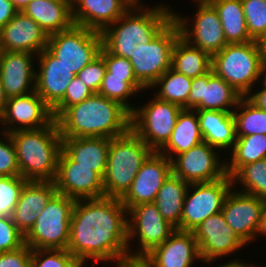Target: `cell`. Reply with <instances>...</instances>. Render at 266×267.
<instances>
[{"label":"cell","instance_id":"20","mask_svg":"<svg viewBox=\"0 0 266 267\" xmlns=\"http://www.w3.org/2000/svg\"><path fill=\"white\" fill-rule=\"evenodd\" d=\"M264 200L232 188L224 201L222 213L226 223L246 245L256 238Z\"/></svg>","mask_w":266,"mask_h":267},{"label":"cell","instance_id":"39","mask_svg":"<svg viewBox=\"0 0 266 267\" xmlns=\"http://www.w3.org/2000/svg\"><path fill=\"white\" fill-rule=\"evenodd\" d=\"M249 36L259 41L266 34V0H241Z\"/></svg>","mask_w":266,"mask_h":267},{"label":"cell","instance_id":"9","mask_svg":"<svg viewBox=\"0 0 266 267\" xmlns=\"http://www.w3.org/2000/svg\"><path fill=\"white\" fill-rule=\"evenodd\" d=\"M182 109L154 96L131 112L130 129L152 151L158 152L169 140Z\"/></svg>","mask_w":266,"mask_h":267},{"label":"cell","instance_id":"52","mask_svg":"<svg viewBox=\"0 0 266 267\" xmlns=\"http://www.w3.org/2000/svg\"><path fill=\"white\" fill-rule=\"evenodd\" d=\"M250 264V265H249ZM245 263L244 260L242 262V260H238V259H233L231 258L230 261L223 263L222 265H219L217 267H256L255 264L252 263ZM214 267V266H213Z\"/></svg>","mask_w":266,"mask_h":267},{"label":"cell","instance_id":"23","mask_svg":"<svg viewBox=\"0 0 266 267\" xmlns=\"http://www.w3.org/2000/svg\"><path fill=\"white\" fill-rule=\"evenodd\" d=\"M34 56L37 55L0 50V80L8 98L35 91Z\"/></svg>","mask_w":266,"mask_h":267},{"label":"cell","instance_id":"56","mask_svg":"<svg viewBox=\"0 0 266 267\" xmlns=\"http://www.w3.org/2000/svg\"><path fill=\"white\" fill-rule=\"evenodd\" d=\"M18 11H22L31 0H10Z\"/></svg>","mask_w":266,"mask_h":267},{"label":"cell","instance_id":"4","mask_svg":"<svg viewBox=\"0 0 266 267\" xmlns=\"http://www.w3.org/2000/svg\"><path fill=\"white\" fill-rule=\"evenodd\" d=\"M16 149L20 176L27 181H54L62 151L56 120L39 129L9 133Z\"/></svg>","mask_w":266,"mask_h":267},{"label":"cell","instance_id":"48","mask_svg":"<svg viewBox=\"0 0 266 267\" xmlns=\"http://www.w3.org/2000/svg\"><path fill=\"white\" fill-rule=\"evenodd\" d=\"M18 10L10 0H0V29L4 27Z\"/></svg>","mask_w":266,"mask_h":267},{"label":"cell","instance_id":"27","mask_svg":"<svg viewBox=\"0 0 266 267\" xmlns=\"http://www.w3.org/2000/svg\"><path fill=\"white\" fill-rule=\"evenodd\" d=\"M110 138L104 137H62V150L76 166L91 167L104 178Z\"/></svg>","mask_w":266,"mask_h":267},{"label":"cell","instance_id":"31","mask_svg":"<svg viewBox=\"0 0 266 267\" xmlns=\"http://www.w3.org/2000/svg\"><path fill=\"white\" fill-rule=\"evenodd\" d=\"M171 68L186 77L196 78L212 70V56L180 36L172 50Z\"/></svg>","mask_w":266,"mask_h":267},{"label":"cell","instance_id":"26","mask_svg":"<svg viewBox=\"0 0 266 267\" xmlns=\"http://www.w3.org/2000/svg\"><path fill=\"white\" fill-rule=\"evenodd\" d=\"M132 5L130 0H72L73 22L74 25L102 32Z\"/></svg>","mask_w":266,"mask_h":267},{"label":"cell","instance_id":"58","mask_svg":"<svg viewBox=\"0 0 266 267\" xmlns=\"http://www.w3.org/2000/svg\"><path fill=\"white\" fill-rule=\"evenodd\" d=\"M85 262H78L74 267H85Z\"/></svg>","mask_w":266,"mask_h":267},{"label":"cell","instance_id":"41","mask_svg":"<svg viewBox=\"0 0 266 267\" xmlns=\"http://www.w3.org/2000/svg\"><path fill=\"white\" fill-rule=\"evenodd\" d=\"M78 262L67 249H34L30 267H74Z\"/></svg>","mask_w":266,"mask_h":267},{"label":"cell","instance_id":"29","mask_svg":"<svg viewBox=\"0 0 266 267\" xmlns=\"http://www.w3.org/2000/svg\"><path fill=\"white\" fill-rule=\"evenodd\" d=\"M203 141L221 150L233 148L236 141L235 119L232 112L196 110Z\"/></svg>","mask_w":266,"mask_h":267},{"label":"cell","instance_id":"55","mask_svg":"<svg viewBox=\"0 0 266 267\" xmlns=\"http://www.w3.org/2000/svg\"><path fill=\"white\" fill-rule=\"evenodd\" d=\"M261 76H263V78H261ZM259 81H261L263 87H266V60H262Z\"/></svg>","mask_w":266,"mask_h":267},{"label":"cell","instance_id":"2","mask_svg":"<svg viewBox=\"0 0 266 267\" xmlns=\"http://www.w3.org/2000/svg\"><path fill=\"white\" fill-rule=\"evenodd\" d=\"M131 113L98 93L67 108L57 119L61 137L113 138L130 129Z\"/></svg>","mask_w":266,"mask_h":267},{"label":"cell","instance_id":"6","mask_svg":"<svg viewBox=\"0 0 266 267\" xmlns=\"http://www.w3.org/2000/svg\"><path fill=\"white\" fill-rule=\"evenodd\" d=\"M262 63L258 41L227 44L212 56L213 72L246 97L259 83ZM258 82V83H257Z\"/></svg>","mask_w":266,"mask_h":267},{"label":"cell","instance_id":"37","mask_svg":"<svg viewBox=\"0 0 266 267\" xmlns=\"http://www.w3.org/2000/svg\"><path fill=\"white\" fill-rule=\"evenodd\" d=\"M231 178L233 185L241 184L239 192L266 199V158L242 166Z\"/></svg>","mask_w":266,"mask_h":267},{"label":"cell","instance_id":"36","mask_svg":"<svg viewBox=\"0 0 266 267\" xmlns=\"http://www.w3.org/2000/svg\"><path fill=\"white\" fill-rule=\"evenodd\" d=\"M235 109L232 113L236 136L266 135V111L258 108L247 97H241Z\"/></svg>","mask_w":266,"mask_h":267},{"label":"cell","instance_id":"35","mask_svg":"<svg viewBox=\"0 0 266 267\" xmlns=\"http://www.w3.org/2000/svg\"><path fill=\"white\" fill-rule=\"evenodd\" d=\"M191 83L192 78L170 68L155 81L151 90L154 91V88L157 90L159 87L154 93L157 98L183 107L188 100Z\"/></svg>","mask_w":266,"mask_h":267},{"label":"cell","instance_id":"11","mask_svg":"<svg viewBox=\"0 0 266 267\" xmlns=\"http://www.w3.org/2000/svg\"><path fill=\"white\" fill-rule=\"evenodd\" d=\"M234 187L227 174L215 181L189 184L180 225L176 229L192 232L209 216L221 212L228 193Z\"/></svg>","mask_w":266,"mask_h":267},{"label":"cell","instance_id":"16","mask_svg":"<svg viewBox=\"0 0 266 267\" xmlns=\"http://www.w3.org/2000/svg\"><path fill=\"white\" fill-rule=\"evenodd\" d=\"M54 120L52 109L35 92L8 98L5 109L0 115L1 132L39 129Z\"/></svg>","mask_w":266,"mask_h":267},{"label":"cell","instance_id":"21","mask_svg":"<svg viewBox=\"0 0 266 267\" xmlns=\"http://www.w3.org/2000/svg\"><path fill=\"white\" fill-rule=\"evenodd\" d=\"M38 71L35 77V92L53 109L64 97L68 85L76 74L46 48L37 56Z\"/></svg>","mask_w":266,"mask_h":267},{"label":"cell","instance_id":"19","mask_svg":"<svg viewBox=\"0 0 266 267\" xmlns=\"http://www.w3.org/2000/svg\"><path fill=\"white\" fill-rule=\"evenodd\" d=\"M54 182L58 193L76 200L105 197L103 178L91 167L76 166L63 150Z\"/></svg>","mask_w":266,"mask_h":267},{"label":"cell","instance_id":"1","mask_svg":"<svg viewBox=\"0 0 266 267\" xmlns=\"http://www.w3.org/2000/svg\"><path fill=\"white\" fill-rule=\"evenodd\" d=\"M128 210L118 198L76 200L70 221L67 250L79 261L115 262L128 255Z\"/></svg>","mask_w":266,"mask_h":267},{"label":"cell","instance_id":"44","mask_svg":"<svg viewBox=\"0 0 266 267\" xmlns=\"http://www.w3.org/2000/svg\"><path fill=\"white\" fill-rule=\"evenodd\" d=\"M25 245V236L12 218L0 216V253L14 251Z\"/></svg>","mask_w":266,"mask_h":267},{"label":"cell","instance_id":"51","mask_svg":"<svg viewBox=\"0 0 266 267\" xmlns=\"http://www.w3.org/2000/svg\"><path fill=\"white\" fill-rule=\"evenodd\" d=\"M266 235V199L264 200L263 208H262V215L259 221V226L256 232V236Z\"/></svg>","mask_w":266,"mask_h":267},{"label":"cell","instance_id":"28","mask_svg":"<svg viewBox=\"0 0 266 267\" xmlns=\"http://www.w3.org/2000/svg\"><path fill=\"white\" fill-rule=\"evenodd\" d=\"M50 36L74 25L72 0H31L22 10Z\"/></svg>","mask_w":266,"mask_h":267},{"label":"cell","instance_id":"24","mask_svg":"<svg viewBox=\"0 0 266 267\" xmlns=\"http://www.w3.org/2000/svg\"><path fill=\"white\" fill-rule=\"evenodd\" d=\"M143 259L152 267H192L196 259L201 262L193 232L177 229Z\"/></svg>","mask_w":266,"mask_h":267},{"label":"cell","instance_id":"3","mask_svg":"<svg viewBox=\"0 0 266 267\" xmlns=\"http://www.w3.org/2000/svg\"><path fill=\"white\" fill-rule=\"evenodd\" d=\"M167 5L133 4L102 32V45L113 55L132 58L136 44L149 43L172 19Z\"/></svg>","mask_w":266,"mask_h":267},{"label":"cell","instance_id":"7","mask_svg":"<svg viewBox=\"0 0 266 267\" xmlns=\"http://www.w3.org/2000/svg\"><path fill=\"white\" fill-rule=\"evenodd\" d=\"M75 202L76 199L57 192L39 213L34 226L25 235V244L32 250H66Z\"/></svg>","mask_w":266,"mask_h":267},{"label":"cell","instance_id":"15","mask_svg":"<svg viewBox=\"0 0 266 267\" xmlns=\"http://www.w3.org/2000/svg\"><path fill=\"white\" fill-rule=\"evenodd\" d=\"M201 262L211 264L246 246L241 238L226 223L221 212L209 216L193 231Z\"/></svg>","mask_w":266,"mask_h":267},{"label":"cell","instance_id":"25","mask_svg":"<svg viewBox=\"0 0 266 267\" xmlns=\"http://www.w3.org/2000/svg\"><path fill=\"white\" fill-rule=\"evenodd\" d=\"M57 192L54 181H27L24 184L12 216L14 224L24 236Z\"/></svg>","mask_w":266,"mask_h":267},{"label":"cell","instance_id":"34","mask_svg":"<svg viewBox=\"0 0 266 267\" xmlns=\"http://www.w3.org/2000/svg\"><path fill=\"white\" fill-rule=\"evenodd\" d=\"M226 162V174L232 177L242 166L266 158V135L236 136Z\"/></svg>","mask_w":266,"mask_h":267},{"label":"cell","instance_id":"30","mask_svg":"<svg viewBox=\"0 0 266 267\" xmlns=\"http://www.w3.org/2000/svg\"><path fill=\"white\" fill-rule=\"evenodd\" d=\"M203 142L196 110L182 109L167 143L158 151L172 160Z\"/></svg>","mask_w":266,"mask_h":267},{"label":"cell","instance_id":"8","mask_svg":"<svg viewBox=\"0 0 266 267\" xmlns=\"http://www.w3.org/2000/svg\"><path fill=\"white\" fill-rule=\"evenodd\" d=\"M180 36L179 25L172 19L149 43L136 44L129 60L137 81L146 90L171 68L172 50Z\"/></svg>","mask_w":266,"mask_h":267},{"label":"cell","instance_id":"53","mask_svg":"<svg viewBox=\"0 0 266 267\" xmlns=\"http://www.w3.org/2000/svg\"><path fill=\"white\" fill-rule=\"evenodd\" d=\"M7 101L8 97L6 96L5 90L0 80V115L4 111Z\"/></svg>","mask_w":266,"mask_h":267},{"label":"cell","instance_id":"18","mask_svg":"<svg viewBox=\"0 0 266 267\" xmlns=\"http://www.w3.org/2000/svg\"><path fill=\"white\" fill-rule=\"evenodd\" d=\"M172 174L171 160L153 151L142 163L129 190L120 199L129 211L142 203H154L157 192Z\"/></svg>","mask_w":266,"mask_h":267},{"label":"cell","instance_id":"17","mask_svg":"<svg viewBox=\"0 0 266 267\" xmlns=\"http://www.w3.org/2000/svg\"><path fill=\"white\" fill-rule=\"evenodd\" d=\"M241 97L229 83L211 70L192 78L190 94L182 108L233 112Z\"/></svg>","mask_w":266,"mask_h":267},{"label":"cell","instance_id":"10","mask_svg":"<svg viewBox=\"0 0 266 267\" xmlns=\"http://www.w3.org/2000/svg\"><path fill=\"white\" fill-rule=\"evenodd\" d=\"M102 47L101 32L73 25L48 36L47 49L74 74L93 61Z\"/></svg>","mask_w":266,"mask_h":267},{"label":"cell","instance_id":"54","mask_svg":"<svg viewBox=\"0 0 266 267\" xmlns=\"http://www.w3.org/2000/svg\"><path fill=\"white\" fill-rule=\"evenodd\" d=\"M262 60H266V34L258 41Z\"/></svg>","mask_w":266,"mask_h":267},{"label":"cell","instance_id":"46","mask_svg":"<svg viewBox=\"0 0 266 267\" xmlns=\"http://www.w3.org/2000/svg\"><path fill=\"white\" fill-rule=\"evenodd\" d=\"M106 72V64L99 54L76 75L90 90L98 93Z\"/></svg>","mask_w":266,"mask_h":267},{"label":"cell","instance_id":"50","mask_svg":"<svg viewBox=\"0 0 266 267\" xmlns=\"http://www.w3.org/2000/svg\"><path fill=\"white\" fill-rule=\"evenodd\" d=\"M118 267H152L143 258H127Z\"/></svg>","mask_w":266,"mask_h":267},{"label":"cell","instance_id":"33","mask_svg":"<svg viewBox=\"0 0 266 267\" xmlns=\"http://www.w3.org/2000/svg\"><path fill=\"white\" fill-rule=\"evenodd\" d=\"M189 183L171 174L157 192L154 204L162 217L177 228Z\"/></svg>","mask_w":266,"mask_h":267},{"label":"cell","instance_id":"40","mask_svg":"<svg viewBox=\"0 0 266 267\" xmlns=\"http://www.w3.org/2000/svg\"><path fill=\"white\" fill-rule=\"evenodd\" d=\"M26 179L20 175L0 176V216L12 218Z\"/></svg>","mask_w":266,"mask_h":267},{"label":"cell","instance_id":"42","mask_svg":"<svg viewBox=\"0 0 266 267\" xmlns=\"http://www.w3.org/2000/svg\"><path fill=\"white\" fill-rule=\"evenodd\" d=\"M94 94L77 76L68 85L63 99L52 109V114L56 120L67 108L78 104Z\"/></svg>","mask_w":266,"mask_h":267},{"label":"cell","instance_id":"47","mask_svg":"<svg viewBox=\"0 0 266 267\" xmlns=\"http://www.w3.org/2000/svg\"><path fill=\"white\" fill-rule=\"evenodd\" d=\"M32 249L25 244L14 251L0 253V267H30Z\"/></svg>","mask_w":266,"mask_h":267},{"label":"cell","instance_id":"57","mask_svg":"<svg viewBox=\"0 0 266 267\" xmlns=\"http://www.w3.org/2000/svg\"><path fill=\"white\" fill-rule=\"evenodd\" d=\"M133 4H143L142 0H130Z\"/></svg>","mask_w":266,"mask_h":267},{"label":"cell","instance_id":"22","mask_svg":"<svg viewBox=\"0 0 266 267\" xmlns=\"http://www.w3.org/2000/svg\"><path fill=\"white\" fill-rule=\"evenodd\" d=\"M48 36L40 26L22 11L0 29V50L29 52L38 55L47 47Z\"/></svg>","mask_w":266,"mask_h":267},{"label":"cell","instance_id":"5","mask_svg":"<svg viewBox=\"0 0 266 267\" xmlns=\"http://www.w3.org/2000/svg\"><path fill=\"white\" fill-rule=\"evenodd\" d=\"M152 152L131 129L111 138L103 178L105 197L121 199Z\"/></svg>","mask_w":266,"mask_h":267},{"label":"cell","instance_id":"59","mask_svg":"<svg viewBox=\"0 0 266 267\" xmlns=\"http://www.w3.org/2000/svg\"><path fill=\"white\" fill-rule=\"evenodd\" d=\"M192 1V0H191ZM195 1V3H197V2H209V1H211V0H193V2Z\"/></svg>","mask_w":266,"mask_h":267},{"label":"cell","instance_id":"32","mask_svg":"<svg viewBox=\"0 0 266 267\" xmlns=\"http://www.w3.org/2000/svg\"><path fill=\"white\" fill-rule=\"evenodd\" d=\"M209 3L218 13L228 44L253 41L248 33L241 0H211Z\"/></svg>","mask_w":266,"mask_h":267},{"label":"cell","instance_id":"13","mask_svg":"<svg viewBox=\"0 0 266 267\" xmlns=\"http://www.w3.org/2000/svg\"><path fill=\"white\" fill-rule=\"evenodd\" d=\"M197 8L192 24L190 16L182 17V14L176 12L173 13V19L179 25L183 39L213 56L228 44L221 21L217 11L209 2H197Z\"/></svg>","mask_w":266,"mask_h":267},{"label":"cell","instance_id":"49","mask_svg":"<svg viewBox=\"0 0 266 267\" xmlns=\"http://www.w3.org/2000/svg\"><path fill=\"white\" fill-rule=\"evenodd\" d=\"M255 91H251L246 97L258 108L266 111V87Z\"/></svg>","mask_w":266,"mask_h":267},{"label":"cell","instance_id":"45","mask_svg":"<svg viewBox=\"0 0 266 267\" xmlns=\"http://www.w3.org/2000/svg\"><path fill=\"white\" fill-rule=\"evenodd\" d=\"M0 133V176L20 175L15 145L9 133Z\"/></svg>","mask_w":266,"mask_h":267},{"label":"cell","instance_id":"14","mask_svg":"<svg viewBox=\"0 0 266 267\" xmlns=\"http://www.w3.org/2000/svg\"><path fill=\"white\" fill-rule=\"evenodd\" d=\"M217 149L206 142L176 155L172 160V174L187 183L211 182L226 175V162L221 161Z\"/></svg>","mask_w":266,"mask_h":267},{"label":"cell","instance_id":"38","mask_svg":"<svg viewBox=\"0 0 266 267\" xmlns=\"http://www.w3.org/2000/svg\"><path fill=\"white\" fill-rule=\"evenodd\" d=\"M146 90L138 81H125V77L104 76L98 94L119 102L130 113L135 109L128 98Z\"/></svg>","mask_w":266,"mask_h":267},{"label":"cell","instance_id":"12","mask_svg":"<svg viewBox=\"0 0 266 267\" xmlns=\"http://www.w3.org/2000/svg\"><path fill=\"white\" fill-rule=\"evenodd\" d=\"M128 215L130 216H128L129 258H144L176 230L162 217L154 203H142L133 206L128 211ZM133 239L138 241L136 245L139 247H137L136 252L131 249L130 243L134 241Z\"/></svg>","mask_w":266,"mask_h":267},{"label":"cell","instance_id":"43","mask_svg":"<svg viewBox=\"0 0 266 267\" xmlns=\"http://www.w3.org/2000/svg\"><path fill=\"white\" fill-rule=\"evenodd\" d=\"M99 54L106 64L104 76L125 77V81H137L129 59L111 54L103 45Z\"/></svg>","mask_w":266,"mask_h":267}]
</instances>
